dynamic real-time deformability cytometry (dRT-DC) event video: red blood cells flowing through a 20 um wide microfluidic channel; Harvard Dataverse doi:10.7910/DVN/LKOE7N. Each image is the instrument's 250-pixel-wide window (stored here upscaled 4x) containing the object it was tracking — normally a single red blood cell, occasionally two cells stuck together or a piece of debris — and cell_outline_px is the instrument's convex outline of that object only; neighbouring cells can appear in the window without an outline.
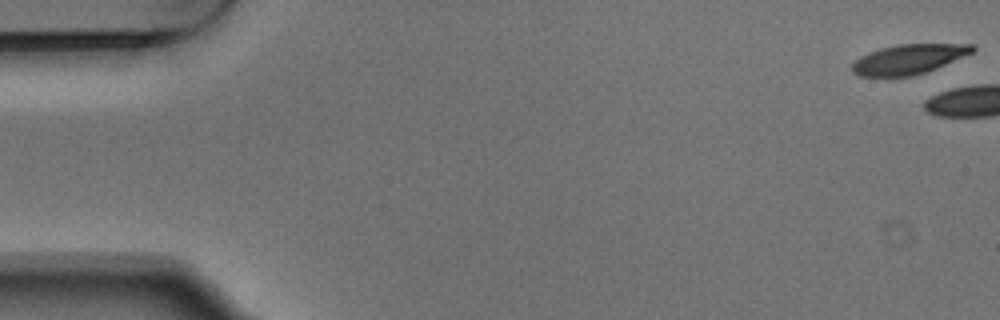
{"species": "Egyptian fruit bat (a non-hibernating species)", "species_latin": "Rousettus aegyptiacus", "temperature_condition": "warm", "stored_images_in_passage": 5, "camera_frame_rate_fps": 3000, "um_per_image_px": 0.085, "animal": {"sex": "male"}, "frame": {"image": 1, "passage_image": 1, "time_ms": 0.0, "image_size_px": [1000, 320], "cell_outline_px": [[976, 48], [972, 52], [936, 68], [912, 76], [860, 76], [852, 72], [852, 64], [860, 56], [880, 48], [900, 44], [972, 44]], "centroid_in_image_um": [77.21, 5.03], "position_along_channel_um": 7.8, "area_um2": 20.52}}